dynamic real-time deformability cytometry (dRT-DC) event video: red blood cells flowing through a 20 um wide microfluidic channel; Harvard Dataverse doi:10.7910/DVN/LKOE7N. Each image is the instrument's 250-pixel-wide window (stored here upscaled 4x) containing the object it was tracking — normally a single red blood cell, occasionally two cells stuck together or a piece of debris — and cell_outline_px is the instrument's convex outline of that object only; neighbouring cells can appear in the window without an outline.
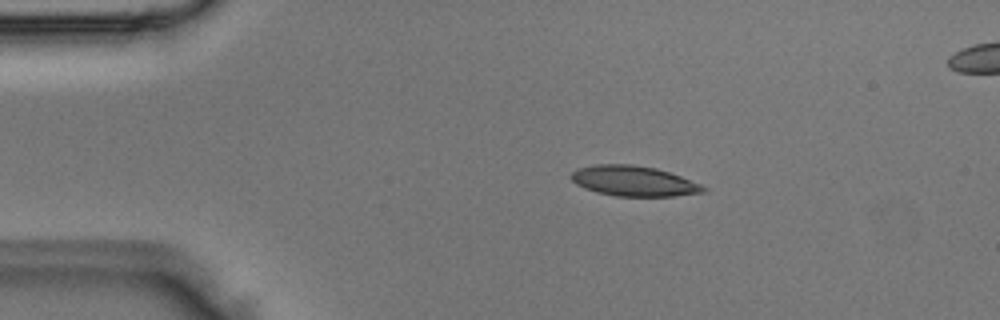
{"species": "Egyptian fruit bat (a non-hibernating species)", "species_latin": "Rousettus aegyptiacus", "temperature_condition": "room temperature", "stored_images_in_passage": 4, "camera_frame_rate_fps": 3000, "um_per_image_px": 0.085, "animal": {"sex": "male"}, "frame": {"image": 1, "passage_image": 2, "time_ms": 0.333, "image_size_px": [1000, 320], "cell_outline_px": [[708, 192], [676, 196], [616, 196], [596, 192], [584, 188], [576, 184], [568, 176], [572, 172], [580, 168], [596, 164], [632, 164], [656, 168], [680, 176], [700, 184], [708, 188]], "centroid_in_image_um": [53.88, 15.39], "position_along_channel_um": 31.1, "area_um2": 23.41}}